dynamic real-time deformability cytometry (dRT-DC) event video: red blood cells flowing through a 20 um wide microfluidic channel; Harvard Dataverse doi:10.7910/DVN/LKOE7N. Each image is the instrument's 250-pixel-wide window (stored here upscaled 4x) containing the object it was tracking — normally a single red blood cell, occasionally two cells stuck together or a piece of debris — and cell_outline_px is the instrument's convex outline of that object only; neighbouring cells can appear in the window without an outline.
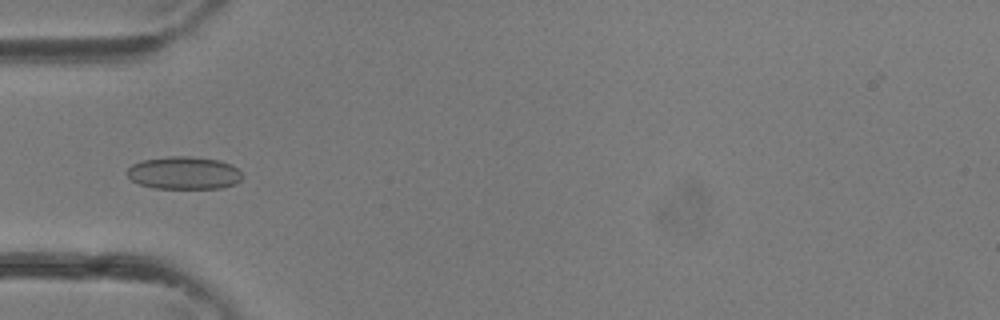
{"species": "common noctule bat (a hibernating species)", "species_latin": "Nyctalus noctula", "temperature_condition": "room temperature", "stored_images_in_passage": 29, "camera_frame_rate_fps": 3000, "um_per_image_px": 0.085, "animal": {"sex": "female"}, "frame": {"image": 1, "passage_image": 5, "time_ms": 1.333, "image_size_px": [1000, 320], "cell_outline_px": [[244, 176], [236, 184], [220, 188], [152, 188], [140, 184], [132, 180], [124, 172], [132, 164], [144, 160], [168, 156], [192, 156], [220, 160], [232, 164]], "centroid_in_image_um": [15.64, 14.69], "position_along_channel_um": 69.4, "area_um2": 22.14}}
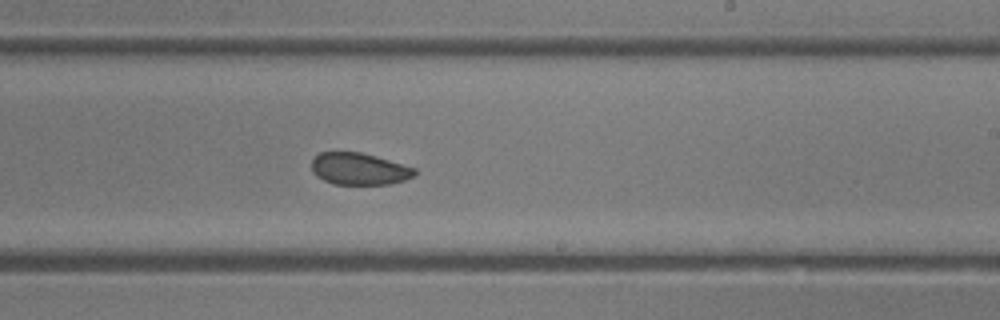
{"frame": {"image": 2, "passage_image": 15, "time_ms": 4.667, "image_size_px": [1000, 320], "cell_outline_px": [[416, 176], [404, 180], [388, 184], [332, 184], [316, 176], [312, 172], [312, 160], [320, 152], [360, 152], [376, 156], [416, 168]], "centroid_in_image_um": [30.53, 14.36], "position_along_channel_um": 258.5, "area_um2": 19.19}}
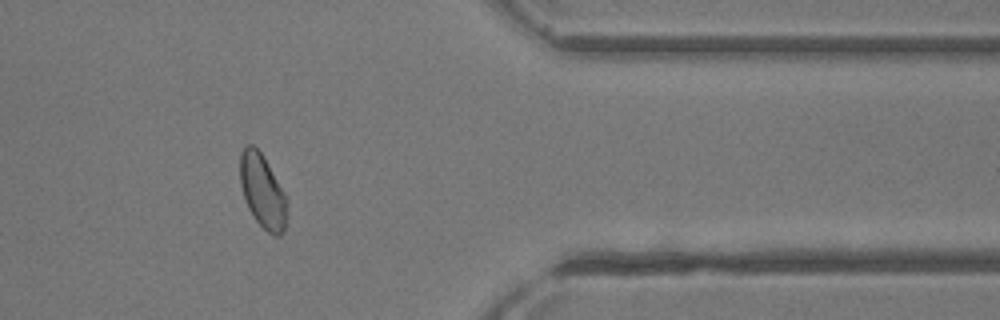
{"frame": {"image": 3, "passage_image": 23, "time_ms": 7.333, "image_size_px": [1000, 320], "cell_outline_px": [[288, 216], [284, 232], [280, 236], [276, 236], [268, 232], [256, 220], [248, 208], [240, 184], [240, 152], [248, 144], [252, 144], [260, 152], [288, 196]], "centroid_in_image_um": [22.36, 16.29], "position_along_channel_um": 389.0, "area_um2": 20.4}}